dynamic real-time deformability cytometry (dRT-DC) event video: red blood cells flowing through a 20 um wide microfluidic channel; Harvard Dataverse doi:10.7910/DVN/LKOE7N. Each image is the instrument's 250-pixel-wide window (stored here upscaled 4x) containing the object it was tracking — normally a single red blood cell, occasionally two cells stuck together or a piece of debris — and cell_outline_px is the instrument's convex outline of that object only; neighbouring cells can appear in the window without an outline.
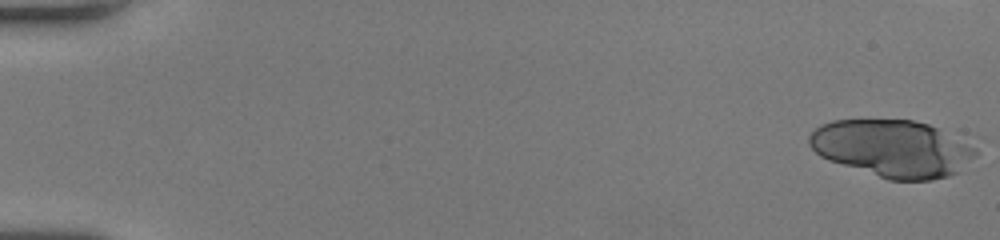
{"species": "human", "species_latin": "Homo sapiens", "temperature_condition": "room temperature", "stored_images_in_passage": 34, "camera_frame_rate_fps": 3000, "um_per_image_px": 0.085, "donor": {"sex": "female"}, "frame": {"image": 1, "passage_image": 1, "time_ms": 0.0, "image_size_px": [1000, 240], "cell_outline_px": [[976, 156], [956, 172], [948, 176], [932, 180], [888, 180], [828, 160], [820, 156], [808, 144], [808, 136], [820, 124], [832, 120], [912, 120], [928, 124], [976, 148]], "centroid_in_image_um": [75.79, 12.62], "position_along_channel_um": 9.2, "area_um2": 54.91}}